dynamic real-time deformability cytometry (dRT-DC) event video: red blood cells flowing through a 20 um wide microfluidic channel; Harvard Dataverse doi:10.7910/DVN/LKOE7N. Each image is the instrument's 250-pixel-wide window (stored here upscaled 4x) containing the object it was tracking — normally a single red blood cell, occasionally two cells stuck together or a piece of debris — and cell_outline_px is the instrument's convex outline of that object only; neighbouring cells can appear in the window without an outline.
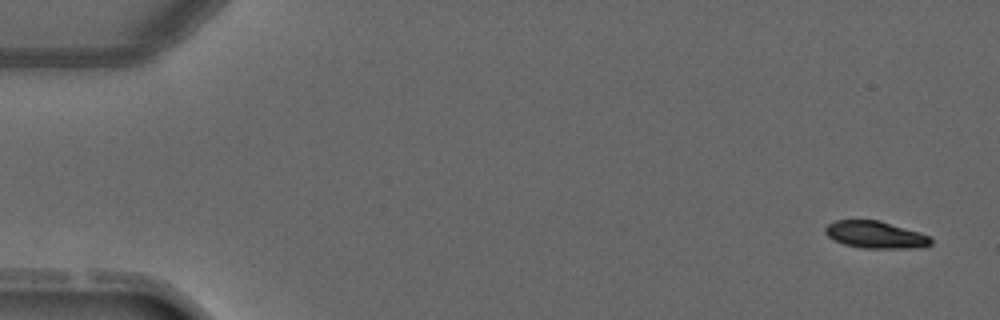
{"species": "common noctule bat (a hibernating species)", "species_latin": "Nyctalus noctula", "temperature_condition": "warm", "stored_images_in_passage": 5, "camera_frame_rate_fps": 3000, "um_per_image_px": 0.085, "animal": {"sex": "male", "forearm_length_mm": 52.5}, "frame": {"image": 1, "passage_image": 1, "time_ms": 0.0, "image_size_px": [1000, 320], "cell_outline_px": [[932, 244], [924, 248], [860, 248], [844, 244], [832, 240], [824, 232], [824, 228], [828, 224], [836, 220], [880, 220], [920, 232], [932, 236]], "centroid_in_image_um": [74.45, 19.96], "position_along_channel_um": 10.6, "area_um2": 17.05}}